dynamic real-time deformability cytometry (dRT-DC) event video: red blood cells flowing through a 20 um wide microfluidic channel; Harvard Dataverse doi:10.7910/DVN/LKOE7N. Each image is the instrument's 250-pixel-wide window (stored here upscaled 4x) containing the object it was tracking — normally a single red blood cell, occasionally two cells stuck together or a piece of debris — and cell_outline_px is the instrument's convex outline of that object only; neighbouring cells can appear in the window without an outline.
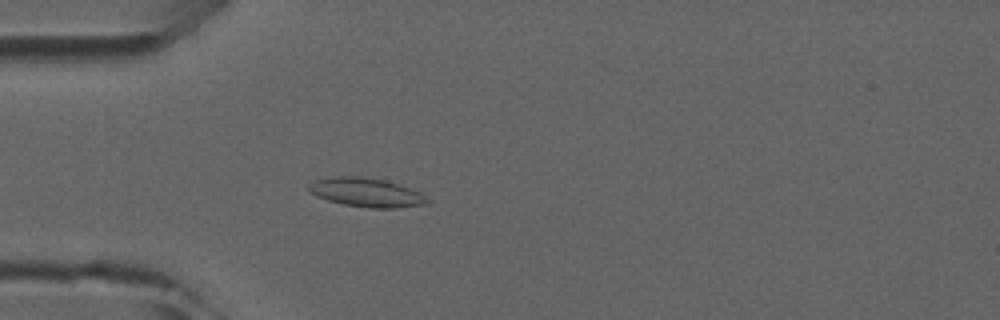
{"species": "common noctule bat (a hibernating species)", "species_latin": "Nyctalus noctula", "temperature_condition": "room temperature", "stored_images_in_passage": 5, "camera_frame_rate_fps": 3000, "um_per_image_px": 0.085, "animal": {"sex": "male", "forearm_length_mm": 52.5}, "frame": {"image": 1, "passage_image": 5, "time_ms": 4.667, "image_size_px": [1000, 320], "cell_outline_px": [[432, 200], [428, 204], [396, 208], [368, 208], [344, 204], [328, 200], [316, 196], [308, 192], [308, 184], [316, 180], [332, 176], [356, 176], [384, 180], [420, 192]], "centroid_in_image_um": [31.14, 16.37], "position_along_channel_um": 53.9, "area_um2": 20.0}}